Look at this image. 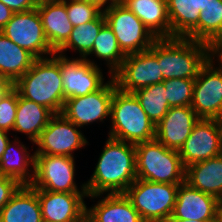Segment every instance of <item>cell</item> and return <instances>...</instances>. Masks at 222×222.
Wrapping results in <instances>:
<instances>
[{
    "mask_svg": "<svg viewBox=\"0 0 222 222\" xmlns=\"http://www.w3.org/2000/svg\"><path fill=\"white\" fill-rule=\"evenodd\" d=\"M88 1L97 4L101 9H104L105 4H109L105 6V8L114 4L113 0H88Z\"/></svg>",
    "mask_w": 222,
    "mask_h": 222,
    "instance_id": "60d3db41",
    "label": "cell"
},
{
    "mask_svg": "<svg viewBox=\"0 0 222 222\" xmlns=\"http://www.w3.org/2000/svg\"><path fill=\"white\" fill-rule=\"evenodd\" d=\"M43 222H66L78 218L85 210L87 193L53 192L36 189Z\"/></svg>",
    "mask_w": 222,
    "mask_h": 222,
    "instance_id": "ac0fdd59",
    "label": "cell"
},
{
    "mask_svg": "<svg viewBox=\"0 0 222 222\" xmlns=\"http://www.w3.org/2000/svg\"><path fill=\"white\" fill-rule=\"evenodd\" d=\"M133 94L155 126L170 108L163 82L138 89Z\"/></svg>",
    "mask_w": 222,
    "mask_h": 222,
    "instance_id": "4dcf8cb0",
    "label": "cell"
},
{
    "mask_svg": "<svg viewBox=\"0 0 222 222\" xmlns=\"http://www.w3.org/2000/svg\"><path fill=\"white\" fill-rule=\"evenodd\" d=\"M92 54L107 62V66L110 68L108 72L110 76H112L121 67L126 57L119 48L113 30L107 24L101 28L93 43V48L87 56H92Z\"/></svg>",
    "mask_w": 222,
    "mask_h": 222,
    "instance_id": "f546056e",
    "label": "cell"
},
{
    "mask_svg": "<svg viewBox=\"0 0 222 222\" xmlns=\"http://www.w3.org/2000/svg\"><path fill=\"white\" fill-rule=\"evenodd\" d=\"M215 56L220 62L218 68L222 71V37L215 39L209 44V59L213 60Z\"/></svg>",
    "mask_w": 222,
    "mask_h": 222,
    "instance_id": "8d00e7d4",
    "label": "cell"
},
{
    "mask_svg": "<svg viewBox=\"0 0 222 222\" xmlns=\"http://www.w3.org/2000/svg\"><path fill=\"white\" fill-rule=\"evenodd\" d=\"M112 76L117 87L129 93L164 81L158 60L149 50L126 55Z\"/></svg>",
    "mask_w": 222,
    "mask_h": 222,
    "instance_id": "4fadbf2b",
    "label": "cell"
},
{
    "mask_svg": "<svg viewBox=\"0 0 222 222\" xmlns=\"http://www.w3.org/2000/svg\"><path fill=\"white\" fill-rule=\"evenodd\" d=\"M15 138L14 141H9L0 159V175L14 178L21 185H30L34 180L35 155L27 152L26 146ZM14 144L18 145L17 150L13 149ZM29 166L32 167L29 169Z\"/></svg>",
    "mask_w": 222,
    "mask_h": 222,
    "instance_id": "cb8c5ba5",
    "label": "cell"
},
{
    "mask_svg": "<svg viewBox=\"0 0 222 222\" xmlns=\"http://www.w3.org/2000/svg\"><path fill=\"white\" fill-rule=\"evenodd\" d=\"M178 187L136 179L124 194L144 222H166L172 215Z\"/></svg>",
    "mask_w": 222,
    "mask_h": 222,
    "instance_id": "8992f818",
    "label": "cell"
},
{
    "mask_svg": "<svg viewBox=\"0 0 222 222\" xmlns=\"http://www.w3.org/2000/svg\"><path fill=\"white\" fill-rule=\"evenodd\" d=\"M14 88L21 97L47 107L54 114L62 112L66 100L63 80L60 65L52 56L37 58L14 83Z\"/></svg>",
    "mask_w": 222,
    "mask_h": 222,
    "instance_id": "3957f363",
    "label": "cell"
},
{
    "mask_svg": "<svg viewBox=\"0 0 222 222\" xmlns=\"http://www.w3.org/2000/svg\"><path fill=\"white\" fill-rule=\"evenodd\" d=\"M213 63L208 59L194 81L191 107L199 118L218 119L222 116V71Z\"/></svg>",
    "mask_w": 222,
    "mask_h": 222,
    "instance_id": "5bb4252c",
    "label": "cell"
},
{
    "mask_svg": "<svg viewBox=\"0 0 222 222\" xmlns=\"http://www.w3.org/2000/svg\"><path fill=\"white\" fill-rule=\"evenodd\" d=\"M137 179L181 184L186 168L178 150L169 149L158 140L135 144Z\"/></svg>",
    "mask_w": 222,
    "mask_h": 222,
    "instance_id": "5b68a950",
    "label": "cell"
},
{
    "mask_svg": "<svg viewBox=\"0 0 222 222\" xmlns=\"http://www.w3.org/2000/svg\"><path fill=\"white\" fill-rule=\"evenodd\" d=\"M0 2L10 8L13 13L24 12L36 8L33 0H0Z\"/></svg>",
    "mask_w": 222,
    "mask_h": 222,
    "instance_id": "d590c367",
    "label": "cell"
},
{
    "mask_svg": "<svg viewBox=\"0 0 222 222\" xmlns=\"http://www.w3.org/2000/svg\"><path fill=\"white\" fill-rule=\"evenodd\" d=\"M14 88V83L0 74V100Z\"/></svg>",
    "mask_w": 222,
    "mask_h": 222,
    "instance_id": "f35d334b",
    "label": "cell"
},
{
    "mask_svg": "<svg viewBox=\"0 0 222 222\" xmlns=\"http://www.w3.org/2000/svg\"><path fill=\"white\" fill-rule=\"evenodd\" d=\"M37 58L21 48L0 31V74L15 83Z\"/></svg>",
    "mask_w": 222,
    "mask_h": 222,
    "instance_id": "4316f807",
    "label": "cell"
},
{
    "mask_svg": "<svg viewBox=\"0 0 222 222\" xmlns=\"http://www.w3.org/2000/svg\"><path fill=\"white\" fill-rule=\"evenodd\" d=\"M86 211L89 222H144L124 193L106 194Z\"/></svg>",
    "mask_w": 222,
    "mask_h": 222,
    "instance_id": "44dd1931",
    "label": "cell"
},
{
    "mask_svg": "<svg viewBox=\"0 0 222 222\" xmlns=\"http://www.w3.org/2000/svg\"><path fill=\"white\" fill-rule=\"evenodd\" d=\"M8 132L4 130H0V159L4 151L6 150L7 144L9 143Z\"/></svg>",
    "mask_w": 222,
    "mask_h": 222,
    "instance_id": "ab89813d",
    "label": "cell"
},
{
    "mask_svg": "<svg viewBox=\"0 0 222 222\" xmlns=\"http://www.w3.org/2000/svg\"><path fill=\"white\" fill-rule=\"evenodd\" d=\"M66 10L73 27L95 20L103 12L97 4L88 0H66Z\"/></svg>",
    "mask_w": 222,
    "mask_h": 222,
    "instance_id": "d6a6232c",
    "label": "cell"
},
{
    "mask_svg": "<svg viewBox=\"0 0 222 222\" xmlns=\"http://www.w3.org/2000/svg\"><path fill=\"white\" fill-rule=\"evenodd\" d=\"M106 24L113 30L125 55L149 50L157 39L144 23L121 3L103 9Z\"/></svg>",
    "mask_w": 222,
    "mask_h": 222,
    "instance_id": "52a82bcc",
    "label": "cell"
},
{
    "mask_svg": "<svg viewBox=\"0 0 222 222\" xmlns=\"http://www.w3.org/2000/svg\"><path fill=\"white\" fill-rule=\"evenodd\" d=\"M109 137L137 144L155 139V125L133 93L120 90L114 79Z\"/></svg>",
    "mask_w": 222,
    "mask_h": 222,
    "instance_id": "277c9868",
    "label": "cell"
},
{
    "mask_svg": "<svg viewBox=\"0 0 222 222\" xmlns=\"http://www.w3.org/2000/svg\"><path fill=\"white\" fill-rule=\"evenodd\" d=\"M41 16L44 33L54 52H57L68 40L72 32L66 10V1L45 3L36 6Z\"/></svg>",
    "mask_w": 222,
    "mask_h": 222,
    "instance_id": "d6986e66",
    "label": "cell"
},
{
    "mask_svg": "<svg viewBox=\"0 0 222 222\" xmlns=\"http://www.w3.org/2000/svg\"><path fill=\"white\" fill-rule=\"evenodd\" d=\"M78 128L62 113L54 114L34 143L38 146L34 155L74 157L72 152L88 143Z\"/></svg>",
    "mask_w": 222,
    "mask_h": 222,
    "instance_id": "9c48e42d",
    "label": "cell"
},
{
    "mask_svg": "<svg viewBox=\"0 0 222 222\" xmlns=\"http://www.w3.org/2000/svg\"><path fill=\"white\" fill-rule=\"evenodd\" d=\"M12 15V10L0 2V31L11 20Z\"/></svg>",
    "mask_w": 222,
    "mask_h": 222,
    "instance_id": "74e56055",
    "label": "cell"
},
{
    "mask_svg": "<svg viewBox=\"0 0 222 222\" xmlns=\"http://www.w3.org/2000/svg\"><path fill=\"white\" fill-rule=\"evenodd\" d=\"M199 119L191 106L170 107L155 127V139L179 151Z\"/></svg>",
    "mask_w": 222,
    "mask_h": 222,
    "instance_id": "e0dca14e",
    "label": "cell"
},
{
    "mask_svg": "<svg viewBox=\"0 0 222 222\" xmlns=\"http://www.w3.org/2000/svg\"><path fill=\"white\" fill-rule=\"evenodd\" d=\"M18 91L13 88L0 100V130H13L17 114Z\"/></svg>",
    "mask_w": 222,
    "mask_h": 222,
    "instance_id": "836d02e7",
    "label": "cell"
},
{
    "mask_svg": "<svg viewBox=\"0 0 222 222\" xmlns=\"http://www.w3.org/2000/svg\"><path fill=\"white\" fill-rule=\"evenodd\" d=\"M221 201L193 188L187 182L179 184L176 203L168 220L216 221Z\"/></svg>",
    "mask_w": 222,
    "mask_h": 222,
    "instance_id": "2e32d148",
    "label": "cell"
},
{
    "mask_svg": "<svg viewBox=\"0 0 222 222\" xmlns=\"http://www.w3.org/2000/svg\"><path fill=\"white\" fill-rule=\"evenodd\" d=\"M1 32L36 58H46V55L52 56L55 53L47 41L37 8L13 13Z\"/></svg>",
    "mask_w": 222,
    "mask_h": 222,
    "instance_id": "8fae6325",
    "label": "cell"
},
{
    "mask_svg": "<svg viewBox=\"0 0 222 222\" xmlns=\"http://www.w3.org/2000/svg\"><path fill=\"white\" fill-rule=\"evenodd\" d=\"M218 219L222 222V206L220 207V210H219Z\"/></svg>",
    "mask_w": 222,
    "mask_h": 222,
    "instance_id": "bcb514c9",
    "label": "cell"
},
{
    "mask_svg": "<svg viewBox=\"0 0 222 222\" xmlns=\"http://www.w3.org/2000/svg\"><path fill=\"white\" fill-rule=\"evenodd\" d=\"M20 186L21 184L16 179L0 175V211Z\"/></svg>",
    "mask_w": 222,
    "mask_h": 222,
    "instance_id": "e575fe53",
    "label": "cell"
},
{
    "mask_svg": "<svg viewBox=\"0 0 222 222\" xmlns=\"http://www.w3.org/2000/svg\"><path fill=\"white\" fill-rule=\"evenodd\" d=\"M221 154L220 128L216 119L200 118L179 150L185 168Z\"/></svg>",
    "mask_w": 222,
    "mask_h": 222,
    "instance_id": "9a60e30c",
    "label": "cell"
},
{
    "mask_svg": "<svg viewBox=\"0 0 222 222\" xmlns=\"http://www.w3.org/2000/svg\"><path fill=\"white\" fill-rule=\"evenodd\" d=\"M66 222H89V216L85 210L78 218Z\"/></svg>",
    "mask_w": 222,
    "mask_h": 222,
    "instance_id": "b9f144b4",
    "label": "cell"
},
{
    "mask_svg": "<svg viewBox=\"0 0 222 222\" xmlns=\"http://www.w3.org/2000/svg\"><path fill=\"white\" fill-rule=\"evenodd\" d=\"M195 79L164 80L167 100L170 107L191 106Z\"/></svg>",
    "mask_w": 222,
    "mask_h": 222,
    "instance_id": "1f68e13d",
    "label": "cell"
},
{
    "mask_svg": "<svg viewBox=\"0 0 222 222\" xmlns=\"http://www.w3.org/2000/svg\"><path fill=\"white\" fill-rule=\"evenodd\" d=\"M216 120H217V123H218L219 128H220L221 147H222V116L220 118L216 119Z\"/></svg>",
    "mask_w": 222,
    "mask_h": 222,
    "instance_id": "f6af8a7d",
    "label": "cell"
},
{
    "mask_svg": "<svg viewBox=\"0 0 222 222\" xmlns=\"http://www.w3.org/2000/svg\"><path fill=\"white\" fill-rule=\"evenodd\" d=\"M75 176L74 157L57 155H35V189L66 193H87L85 184L79 190Z\"/></svg>",
    "mask_w": 222,
    "mask_h": 222,
    "instance_id": "ba28073f",
    "label": "cell"
},
{
    "mask_svg": "<svg viewBox=\"0 0 222 222\" xmlns=\"http://www.w3.org/2000/svg\"><path fill=\"white\" fill-rule=\"evenodd\" d=\"M113 94L114 77L110 76V81L99 90L66 99L61 113L79 128L96 121L102 122L105 117L110 118Z\"/></svg>",
    "mask_w": 222,
    "mask_h": 222,
    "instance_id": "7c38bea8",
    "label": "cell"
},
{
    "mask_svg": "<svg viewBox=\"0 0 222 222\" xmlns=\"http://www.w3.org/2000/svg\"><path fill=\"white\" fill-rule=\"evenodd\" d=\"M171 38H186L197 26L207 0H166Z\"/></svg>",
    "mask_w": 222,
    "mask_h": 222,
    "instance_id": "484cf974",
    "label": "cell"
},
{
    "mask_svg": "<svg viewBox=\"0 0 222 222\" xmlns=\"http://www.w3.org/2000/svg\"><path fill=\"white\" fill-rule=\"evenodd\" d=\"M137 179L135 144L108 137L95 170L86 183L88 197L124 193Z\"/></svg>",
    "mask_w": 222,
    "mask_h": 222,
    "instance_id": "6da1fadb",
    "label": "cell"
},
{
    "mask_svg": "<svg viewBox=\"0 0 222 222\" xmlns=\"http://www.w3.org/2000/svg\"><path fill=\"white\" fill-rule=\"evenodd\" d=\"M132 11L156 38H171V25L166 0H124Z\"/></svg>",
    "mask_w": 222,
    "mask_h": 222,
    "instance_id": "ffe728a7",
    "label": "cell"
},
{
    "mask_svg": "<svg viewBox=\"0 0 222 222\" xmlns=\"http://www.w3.org/2000/svg\"><path fill=\"white\" fill-rule=\"evenodd\" d=\"M53 115L54 113L47 107L27 100L18 93L13 131L24 133L34 144Z\"/></svg>",
    "mask_w": 222,
    "mask_h": 222,
    "instance_id": "d4e9b609",
    "label": "cell"
},
{
    "mask_svg": "<svg viewBox=\"0 0 222 222\" xmlns=\"http://www.w3.org/2000/svg\"><path fill=\"white\" fill-rule=\"evenodd\" d=\"M166 222H214V221H195V220H167Z\"/></svg>",
    "mask_w": 222,
    "mask_h": 222,
    "instance_id": "ee69618b",
    "label": "cell"
},
{
    "mask_svg": "<svg viewBox=\"0 0 222 222\" xmlns=\"http://www.w3.org/2000/svg\"><path fill=\"white\" fill-rule=\"evenodd\" d=\"M52 57L60 65L65 99L95 92L105 84L100 68L91 59H68L64 54L57 52Z\"/></svg>",
    "mask_w": 222,
    "mask_h": 222,
    "instance_id": "30bf717a",
    "label": "cell"
},
{
    "mask_svg": "<svg viewBox=\"0 0 222 222\" xmlns=\"http://www.w3.org/2000/svg\"><path fill=\"white\" fill-rule=\"evenodd\" d=\"M124 0H113L114 3H122Z\"/></svg>",
    "mask_w": 222,
    "mask_h": 222,
    "instance_id": "7dc6e473",
    "label": "cell"
},
{
    "mask_svg": "<svg viewBox=\"0 0 222 222\" xmlns=\"http://www.w3.org/2000/svg\"><path fill=\"white\" fill-rule=\"evenodd\" d=\"M0 222H43L36 189L21 185L1 209Z\"/></svg>",
    "mask_w": 222,
    "mask_h": 222,
    "instance_id": "7402d4cb",
    "label": "cell"
},
{
    "mask_svg": "<svg viewBox=\"0 0 222 222\" xmlns=\"http://www.w3.org/2000/svg\"><path fill=\"white\" fill-rule=\"evenodd\" d=\"M222 37V0H207L200 12L198 26L186 37L210 44Z\"/></svg>",
    "mask_w": 222,
    "mask_h": 222,
    "instance_id": "83f0119b",
    "label": "cell"
},
{
    "mask_svg": "<svg viewBox=\"0 0 222 222\" xmlns=\"http://www.w3.org/2000/svg\"><path fill=\"white\" fill-rule=\"evenodd\" d=\"M60 1H66V0H33L36 6L45 4V3L60 2Z\"/></svg>",
    "mask_w": 222,
    "mask_h": 222,
    "instance_id": "7bdbcfd3",
    "label": "cell"
},
{
    "mask_svg": "<svg viewBox=\"0 0 222 222\" xmlns=\"http://www.w3.org/2000/svg\"><path fill=\"white\" fill-rule=\"evenodd\" d=\"M149 51L157 58L164 80L196 79L209 59V44L183 37L157 38Z\"/></svg>",
    "mask_w": 222,
    "mask_h": 222,
    "instance_id": "7a4b0ae2",
    "label": "cell"
},
{
    "mask_svg": "<svg viewBox=\"0 0 222 222\" xmlns=\"http://www.w3.org/2000/svg\"><path fill=\"white\" fill-rule=\"evenodd\" d=\"M105 24L106 19L102 12L95 20L73 27L67 42L57 53L63 55V52L73 49L79 52L81 58L88 59L87 55L91 52L93 43Z\"/></svg>",
    "mask_w": 222,
    "mask_h": 222,
    "instance_id": "f1b7e54d",
    "label": "cell"
},
{
    "mask_svg": "<svg viewBox=\"0 0 222 222\" xmlns=\"http://www.w3.org/2000/svg\"><path fill=\"white\" fill-rule=\"evenodd\" d=\"M185 182L222 202V154L186 167Z\"/></svg>",
    "mask_w": 222,
    "mask_h": 222,
    "instance_id": "603a6c76",
    "label": "cell"
}]
</instances>
